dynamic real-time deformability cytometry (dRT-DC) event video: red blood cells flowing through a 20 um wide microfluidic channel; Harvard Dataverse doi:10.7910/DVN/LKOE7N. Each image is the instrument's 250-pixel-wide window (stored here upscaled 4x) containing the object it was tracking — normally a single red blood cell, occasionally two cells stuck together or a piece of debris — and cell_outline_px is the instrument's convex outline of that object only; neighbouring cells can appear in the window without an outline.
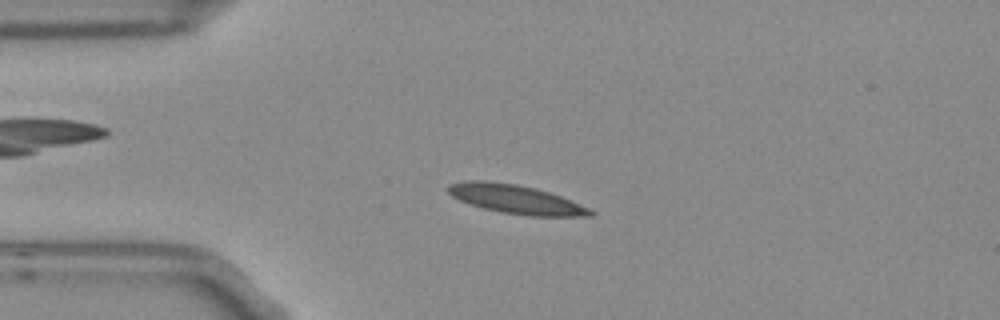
{"species": "Egyptian fruit bat (a non-hibernating species)", "species_latin": "Rousettus aegyptiacus", "temperature_condition": "room temperature", "stored_images_in_passage": 4, "camera_frame_rate_fps": 3000, "um_per_image_px": 0.085, "frame": {"image": 1, "passage_image": 3, "time_ms": 0.667, "image_size_px": [1000, 320], "cell_outline_px": [[596, 212], [592, 216], [528, 216], [500, 212], [484, 208], [460, 200], [452, 196], [448, 192], [448, 188], [452, 184], [472, 180], [480, 180], [516, 184], [548, 192], [560, 196], [588, 208]], "centroid_in_image_um": [43.87, 16.95], "position_along_channel_um": 41.1, "area_um2": 23.35}}